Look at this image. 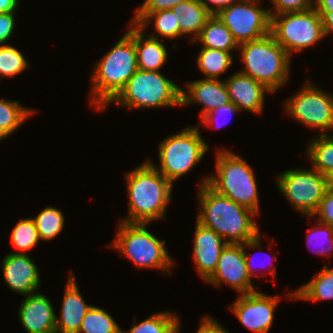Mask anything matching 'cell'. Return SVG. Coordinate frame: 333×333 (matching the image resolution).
I'll use <instances>...</instances> for the list:
<instances>
[{
    "mask_svg": "<svg viewBox=\"0 0 333 333\" xmlns=\"http://www.w3.org/2000/svg\"><path fill=\"white\" fill-rule=\"evenodd\" d=\"M208 181L209 176H205L197 192L200 201L197 221L215 231L227 243L243 244L259 236L260 229L252 218L257 214L219 194Z\"/></svg>",
    "mask_w": 333,
    "mask_h": 333,
    "instance_id": "obj_1",
    "label": "cell"
},
{
    "mask_svg": "<svg viewBox=\"0 0 333 333\" xmlns=\"http://www.w3.org/2000/svg\"><path fill=\"white\" fill-rule=\"evenodd\" d=\"M129 26L131 28L94 66L89 98L95 110H104L138 70L133 23Z\"/></svg>",
    "mask_w": 333,
    "mask_h": 333,
    "instance_id": "obj_2",
    "label": "cell"
},
{
    "mask_svg": "<svg viewBox=\"0 0 333 333\" xmlns=\"http://www.w3.org/2000/svg\"><path fill=\"white\" fill-rule=\"evenodd\" d=\"M128 215L122 222L148 224L165 218L173 184L151 163L145 161L126 173Z\"/></svg>",
    "mask_w": 333,
    "mask_h": 333,
    "instance_id": "obj_3",
    "label": "cell"
},
{
    "mask_svg": "<svg viewBox=\"0 0 333 333\" xmlns=\"http://www.w3.org/2000/svg\"><path fill=\"white\" fill-rule=\"evenodd\" d=\"M241 73L263 84L272 93L284 86L290 73L291 56L271 33L239 45Z\"/></svg>",
    "mask_w": 333,
    "mask_h": 333,
    "instance_id": "obj_4",
    "label": "cell"
},
{
    "mask_svg": "<svg viewBox=\"0 0 333 333\" xmlns=\"http://www.w3.org/2000/svg\"><path fill=\"white\" fill-rule=\"evenodd\" d=\"M216 152V174L208 175V184L219 194L258 215L260 205L254 169L230 150Z\"/></svg>",
    "mask_w": 333,
    "mask_h": 333,
    "instance_id": "obj_5",
    "label": "cell"
},
{
    "mask_svg": "<svg viewBox=\"0 0 333 333\" xmlns=\"http://www.w3.org/2000/svg\"><path fill=\"white\" fill-rule=\"evenodd\" d=\"M147 225L120 221L110 247L117 250L120 256L129 258L137 268L161 269L163 275L166 273L170 276L174 261L166 251V241L150 233L146 229Z\"/></svg>",
    "mask_w": 333,
    "mask_h": 333,
    "instance_id": "obj_6",
    "label": "cell"
},
{
    "mask_svg": "<svg viewBox=\"0 0 333 333\" xmlns=\"http://www.w3.org/2000/svg\"><path fill=\"white\" fill-rule=\"evenodd\" d=\"M182 89L160 71L137 70L108 105L118 104L128 109L181 106Z\"/></svg>",
    "mask_w": 333,
    "mask_h": 333,
    "instance_id": "obj_7",
    "label": "cell"
},
{
    "mask_svg": "<svg viewBox=\"0 0 333 333\" xmlns=\"http://www.w3.org/2000/svg\"><path fill=\"white\" fill-rule=\"evenodd\" d=\"M196 125L166 137L158 145L160 166L150 162L172 184L200 162L210 148Z\"/></svg>",
    "mask_w": 333,
    "mask_h": 333,
    "instance_id": "obj_8",
    "label": "cell"
},
{
    "mask_svg": "<svg viewBox=\"0 0 333 333\" xmlns=\"http://www.w3.org/2000/svg\"><path fill=\"white\" fill-rule=\"evenodd\" d=\"M270 33L290 56L325 37L322 17L314 7L271 16Z\"/></svg>",
    "mask_w": 333,
    "mask_h": 333,
    "instance_id": "obj_9",
    "label": "cell"
},
{
    "mask_svg": "<svg viewBox=\"0 0 333 333\" xmlns=\"http://www.w3.org/2000/svg\"><path fill=\"white\" fill-rule=\"evenodd\" d=\"M276 181L277 188L293 209L311 218L329 187V179L313 168L283 171Z\"/></svg>",
    "mask_w": 333,
    "mask_h": 333,
    "instance_id": "obj_10",
    "label": "cell"
},
{
    "mask_svg": "<svg viewBox=\"0 0 333 333\" xmlns=\"http://www.w3.org/2000/svg\"><path fill=\"white\" fill-rule=\"evenodd\" d=\"M309 81L306 80L293 97L284 101L286 113L300 124L327 134L333 129V95Z\"/></svg>",
    "mask_w": 333,
    "mask_h": 333,
    "instance_id": "obj_11",
    "label": "cell"
},
{
    "mask_svg": "<svg viewBox=\"0 0 333 333\" xmlns=\"http://www.w3.org/2000/svg\"><path fill=\"white\" fill-rule=\"evenodd\" d=\"M262 0H243L220 10L216 16L226 25L241 45L270 33L269 9L258 4Z\"/></svg>",
    "mask_w": 333,
    "mask_h": 333,
    "instance_id": "obj_12",
    "label": "cell"
},
{
    "mask_svg": "<svg viewBox=\"0 0 333 333\" xmlns=\"http://www.w3.org/2000/svg\"><path fill=\"white\" fill-rule=\"evenodd\" d=\"M205 282L216 287L225 283L240 294L255 292L247 270L243 244L228 243L221 251L215 271Z\"/></svg>",
    "mask_w": 333,
    "mask_h": 333,
    "instance_id": "obj_13",
    "label": "cell"
},
{
    "mask_svg": "<svg viewBox=\"0 0 333 333\" xmlns=\"http://www.w3.org/2000/svg\"><path fill=\"white\" fill-rule=\"evenodd\" d=\"M279 295L268 296L261 292L239 294L230 306L239 322L254 333H267L274 319Z\"/></svg>",
    "mask_w": 333,
    "mask_h": 333,
    "instance_id": "obj_14",
    "label": "cell"
},
{
    "mask_svg": "<svg viewBox=\"0 0 333 333\" xmlns=\"http://www.w3.org/2000/svg\"><path fill=\"white\" fill-rule=\"evenodd\" d=\"M1 263L8 288L24 296L37 292L41 282L40 273L29 255L9 253Z\"/></svg>",
    "mask_w": 333,
    "mask_h": 333,
    "instance_id": "obj_15",
    "label": "cell"
},
{
    "mask_svg": "<svg viewBox=\"0 0 333 333\" xmlns=\"http://www.w3.org/2000/svg\"><path fill=\"white\" fill-rule=\"evenodd\" d=\"M18 317L27 333H56V313L44 294L25 295Z\"/></svg>",
    "mask_w": 333,
    "mask_h": 333,
    "instance_id": "obj_16",
    "label": "cell"
},
{
    "mask_svg": "<svg viewBox=\"0 0 333 333\" xmlns=\"http://www.w3.org/2000/svg\"><path fill=\"white\" fill-rule=\"evenodd\" d=\"M193 242V262L198 274L206 280L215 271L221 251L228 243L197 220Z\"/></svg>",
    "mask_w": 333,
    "mask_h": 333,
    "instance_id": "obj_17",
    "label": "cell"
},
{
    "mask_svg": "<svg viewBox=\"0 0 333 333\" xmlns=\"http://www.w3.org/2000/svg\"><path fill=\"white\" fill-rule=\"evenodd\" d=\"M187 91H181V105H202L200 118L217 107L230 103L225 82L220 79H198L186 84Z\"/></svg>",
    "mask_w": 333,
    "mask_h": 333,
    "instance_id": "obj_18",
    "label": "cell"
},
{
    "mask_svg": "<svg viewBox=\"0 0 333 333\" xmlns=\"http://www.w3.org/2000/svg\"><path fill=\"white\" fill-rule=\"evenodd\" d=\"M224 82L230 102L234 103L240 111L245 109L255 114H261L265 95L272 93L263 84L241 72L232 74Z\"/></svg>",
    "mask_w": 333,
    "mask_h": 333,
    "instance_id": "obj_19",
    "label": "cell"
},
{
    "mask_svg": "<svg viewBox=\"0 0 333 333\" xmlns=\"http://www.w3.org/2000/svg\"><path fill=\"white\" fill-rule=\"evenodd\" d=\"M65 286L60 317L56 315V333H78L86 312L93 306L85 303L74 274L70 271Z\"/></svg>",
    "mask_w": 333,
    "mask_h": 333,
    "instance_id": "obj_20",
    "label": "cell"
},
{
    "mask_svg": "<svg viewBox=\"0 0 333 333\" xmlns=\"http://www.w3.org/2000/svg\"><path fill=\"white\" fill-rule=\"evenodd\" d=\"M143 35V30L133 24V41L137 53L138 70L160 71L168 59L166 45L159 40L160 38L151 36L145 38Z\"/></svg>",
    "mask_w": 333,
    "mask_h": 333,
    "instance_id": "obj_21",
    "label": "cell"
},
{
    "mask_svg": "<svg viewBox=\"0 0 333 333\" xmlns=\"http://www.w3.org/2000/svg\"><path fill=\"white\" fill-rule=\"evenodd\" d=\"M180 25V37L183 34H193L190 38L191 41L200 35L202 28L205 26L206 21L212 14L198 1L187 0L181 2L171 9Z\"/></svg>",
    "mask_w": 333,
    "mask_h": 333,
    "instance_id": "obj_22",
    "label": "cell"
},
{
    "mask_svg": "<svg viewBox=\"0 0 333 333\" xmlns=\"http://www.w3.org/2000/svg\"><path fill=\"white\" fill-rule=\"evenodd\" d=\"M314 278L294 292L288 293L290 299L320 301L333 300V269L323 266Z\"/></svg>",
    "mask_w": 333,
    "mask_h": 333,
    "instance_id": "obj_23",
    "label": "cell"
},
{
    "mask_svg": "<svg viewBox=\"0 0 333 333\" xmlns=\"http://www.w3.org/2000/svg\"><path fill=\"white\" fill-rule=\"evenodd\" d=\"M200 42L201 47L215 48L226 52L239 48L233 34L226 25L216 16L212 15L202 28L200 35L192 42Z\"/></svg>",
    "mask_w": 333,
    "mask_h": 333,
    "instance_id": "obj_24",
    "label": "cell"
},
{
    "mask_svg": "<svg viewBox=\"0 0 333 333\" xmlns=\"http://www.w3.org/2000/svg\"><path fill=\"white\" fill-rule=\"evenodd\" d=\"M131 23L139 26L143 31L153 22L154 33L151 37L158 38L159 36L167 39L180 37V25L178 19L172 10H162L152 12L150 14H134Z\"/></svg>",
    "mask_w": 333,
    "mask_h": 333,
    "instance_id": "obj_25",
    "label": "cell"
},
{
    "mask_svg": "<svg viewBox=\"0 0 333 333\" xmlns=\"http://www.w3.org/2000/svg\"><path fill=\"white\" fill-rule=\"evenodd\" d=\"M318 134L308 143L307 158L312 162L313 169L329 179L333 176V135Z\"/></svg>",
    "mask_w": 333,
    "mask_h": 333,
    "instance_id": "obj_26",
    "label": "cell"
},
{
    "mask_svg": "<svg viewBox=\"0 0 333 333\" xmlns=\"http://www.w3.org/2000/svg\"><path fill=\"white\" fill-rule=\"evenodd\" d=\"M233 63L231 52L215 48L201 47L197 56L199 70L205 75V79H219Z\"/></svg>",
    "mask_w": 333,
    "mask_h": 333,
    "instance_id": "obj_27",
    "label": "cell"
},
{
    "mask_svg": "<svg viewBox=\"0 0 333 333\" xmlns=\"http://www.w3.org/2000/svg\"><path fill=\"white\" fill-rule=\"evenodd\" d=\"M177 314L170 311H163L150 316L139 324L135 323L128 331L121 330V333H179L181 321Z\"/></svg>",
    "mask_w": 333,
    "mask_h": 333,
    "instance_id": "obj_28",
    "label": "cell"
},
{
    "mask_svg": "<svg viewBox=\"0 0 333 333\" xmlns=\"http://www.w3.org/2000/svg\"><path fill=\"white\" fill-rule=\"evenodd\" d=\"M121 328L103 308L92 306L85 314L78 333H121Z\"/></svg>",
    "mask_w": 333,
    "mask_h": 333,
    "instance_id": "obj_29",
    "label": "cell"
},
{
    "mask_svg": "<svg viewBox=\"0 0 333 333\" xmlns=\"http://www.w3.org/2000/svg\"><path fill=\"white\" fill-rule=\"evenodd\" d=\"M63 213L60 209L48 206L37 217H33L40 239L50 241L57 237L64 228Z\"/></svg>",
    "mask_w": 333,
    "mask_h": 333,
    "instance_id": "obj_30",
    "label": "cell"
},
{
    "mask_svg": "<svg viewBox=\"0 0 333 333\" xmlns=\"http://www.w3.org/2000/svg\"><path fill=\"white\" fill-rule=\"evenodd\" d=\"M11 243L18 252L17 254H26L41 240L36 224L33 218L21 219L12 229Z\"/></svg>",
    "mask_w": 333,
    "mask_h": 333,
    "instance_id": "obj_31",
    "label": "cell"
},
{
    "mask_svg": "<svg viewBox=\"0 0 333 333\" xmlns=\"http://www.w3.org/2000/svg\"><path fill=\"white\" fill-rule=\"evenodd\" d=\"M35 110L22 107L20 103L0 99V125L11 135L14 133Z\"/></svg>",
    "mask_w": 333,
    "mask_h": 333,
    "instance_id": "obj_32",
    "label": "cell"
},
{
    "mask_svg": "<svg viewBox=\"0 0 333 333\" xmlns=\"http://www.w3.org/2000/svg\"><path fill=\"white\" fill-rule=\"evenodd\" d=\"M27 59L11 45H0V79L3 77H14L29 67Z\"/></svg>",
    "mask_w": 333,
    "mask_h": 333,
    "instance_id": "obj_33",
    "label": "cell"
},
{
    "mask_svg": "<svg viewBox=\"0 0 333 333\" xmlns=\"http://www.w3.org/2000/svg\"><path fill=\"white\" fill-rule=\"evenodd\" d=\"M306 240L307 244L310 245L316 244L317 242L319 245L321 244L319 250H312L314 253L323 257H331L330 253H332L333 250V226L319 221L317 226L315 225V227L313 226L308 230Z\"/></svg>",
    "mask_w": 333,
    "mask_h": 333,
    "instance_id": "obj_34",
    "label": "cell"
},
{
    "mask_svg": "<svg viewBox=\"0 0 333 333\" xmlns=\"http://www.w3.org/2000/svg\"><path fill=\"white\" fill-rule=\"evenodd\" d=\"M273 8H269L270 16L286 12L304 11L314 7V0H270Z\"/></svg>",
    "mask_w": 333,
    "mask_h": 333,
    "instance_id": "obj_35",
    "label": "cell"
},
{
    "mask_svg": "<svg viewBox=\"0 0 333 333\" xmlns=\"http://www.w3.org/2000/svg\"><path fill=\"white\" fill-rule=\"evenodd\" d=\"M316 216L324 224L333 226V189L328 187L325 192L317 211L312 217Z\"/></svg>",
    "mask_w": 333,
    "mask_h": 333,
    "instance_id": "obj_36",
    "label": "cell"
},
{
    "mask_svg": "<svg viewBox=\"0 0 333 333\" xmlns=\"http://www.w3.org/2000/svg\"><path fill=\"white\" fill-rule=\"evenodd\" d=\"M187 0H145L134 11L135 14H150L152 12L171 10L175 5Z\"/></svg>",
    "mask_w": 333,
    "mask_h": 333,
    "instance_id": "obj_37",
    "label": "cell"
},
{
    "mask_svg": "<svg viewBox=\"0 0 333 333\" xmlns=\"http://www.w3.org/2000/svg\"><path fill=\"white\" fill-rule=\"evenodd\" d=\"M239 108L232 102L226 104V105H223V106H220V107H217L215 108L214 110L210 111L209 113H207L206 115H204L202 118H201V123H204V125L208 126V127H213V128H217L218 127V124H216V118L217 116L219 115H233L237 112H239ZM225 121V119H224ZM222 122V124L224 125L225 122ZM221 124V126H222Z\"/></svg>",
    "mask_w": 333,
    "mask_h": 333,
    "instance_id": "obj_38",
    "label": "cell"
},
{
    "mask_svg": "<svg viewBox=\"0 0 333 333\" xmlns=\"http://www.w3.org/2000/svg\"><path fill=\"white\" fill-rule=\"evenodd\" d=\"M15 12L0 14V45L8 43L14 33Z\"/></svg>",
    "mask_w": 333,
    "mask_h": 333,
    "instance_id": "obj_39",
    "label": "cell"
},
{
    "mask_svg": "<svg viewBox=\"0 0 333 333\" xmlns=\"http://www.w3.org/2000/svg\"><path fill=\"white\" fill-rule=\"evenodd\" d=\"M196 333H229L218 321L208 315L202 317Z\"/></svg>",
    "mask_w": 333,
    "mask_h": 333,
    "instance_id": "obj_40",
    "label": "cell"
},
{
    "mask_svg": "<svg viewBox=\"0 0 333 333\" xmlns=\"http://www.w3.org/2000/svg\"><path fill=\"white\" fill-rule=\"evenodd\" d=\"M212 15H216L220 10L239 3L243 0H198ZM211 4V5H210Z\"/></svg>",
    "mask_w": 333,
    "mask_h": 333,
    "instance_id": "obj_41",
    "label": "cell"
},
{
    "mask_svg": "<svg viewBox=\"0 0 333 333\" xmlns=\"http://www.w3.org/2000/svg\"><path fill=\"white\" fill-rule=\"evenodd\" d=\"M260 238H261V234L259 236H257L255 239L243 243V246H244V255H245L246 264H247V270H248V273H249V275H250L251 278L254 275L253 272H255L254 271L255 268H254V265L252 263L253 260H251L252 259V255L251 256L248 255V253H246L245 248H248V249L249 248H251V249H258V248H260V246H261V243H260L261 239ZM275 257H276V255H274V256L272 255L270 259L273 260V258H275ZM269 267H270V265H269Z\"/></svg>",
    "mask_w": 333,
    "mask_h": 333,
    "instance_id": "obj_42",
    "label": "cell"
},
{
    "mask_svg": "<svg viewBox=\"0 0 333 333\" xmlns=\"http://www.w3.org/2000/svg\"><path fill=\"white\" fill-rule=\"evenodd\" d=\"M314 8L318 13H333V0H314Z\"/></svg>",
    "mask_w": 333,
    "mask_h": 333,
    "instance_id": "obj_43",
    "label": "cell"
},
{
    "mask_svg": "<svg viewBox=\"0 0 333 333\" xmlns=\"http://www.w3.org/2000/svg\"><path fill=\"white\" fill-rule=\"evenodd\" d=\"M319 14L322 17L325 37L327 35H330V33L333 34V13H319Z\"/></svg>",
    "mask_w": 333,
    "mask_h": 333,
    "instance_id": "obj_44",
    "label": "cell"
},
{
    "mask_svg": "<svg viewBox=\"0 0 333 333\" xmlns=\"http://www.w3.org/2000/svg\"><path fill=\"white\" fill-rule=\"evenodd\" d=\"M19 3V0H0V14L16 12Z\"/></svg>",
    "mask_w": 333,
    "mask_h": 333,
    "instance_id": "obj_45",
    "label": "cell"
},
{
    "mask_svg": "<svg viewBox=\"0 0 333 333\" xmlns=\"http://www.w3.org/2000/svg\"><path fill=\"white\" fill-rule=\"evenodd\" d=\"M8 136H10V134L2 127V125H0V141Z\"/></svg>",
    "mask_w": 333,
    "mask_h": 333,
    "instance_id": "obj_46",
    "label": "cell"
},
{
    "mask_svg": "<svg viewBox=\"0 0 333 333\" xmlns=\"http://www.w3.org/2000/svg\"><path fill=\"white\" fill-rule=\"evenodd\" d=\"M329 187L333 189V176L329 178Z\"/></svg>",
    "mask_w": 333,
    "mask_h": 333,
    "instance_id": "obj_47",
    "label": "cell"
}]
</instances>
